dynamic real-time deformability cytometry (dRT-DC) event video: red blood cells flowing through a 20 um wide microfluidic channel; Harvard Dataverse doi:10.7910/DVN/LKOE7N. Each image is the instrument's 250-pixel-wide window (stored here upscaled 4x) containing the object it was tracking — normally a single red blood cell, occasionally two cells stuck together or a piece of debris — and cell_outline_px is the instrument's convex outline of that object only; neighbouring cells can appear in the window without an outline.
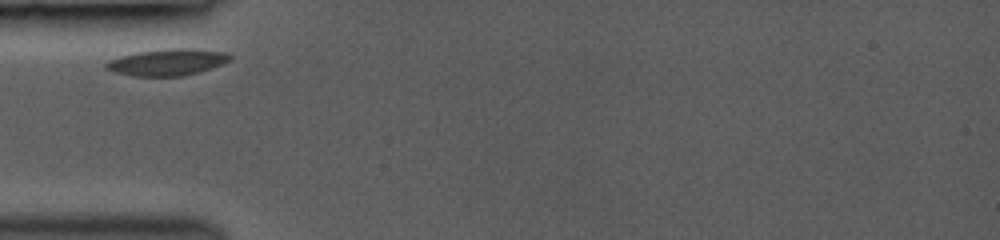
{"species": "common noctule bat (a hibernating species)", "species_latin": "Nyctalus noctula", "temperature_condition": "room temperature", "stored_images_in_passage": 13, "camera_frame_rate_fps": 3000, "um_per_image_px": 0.085, "animal": {"sex": "female", "body_mass_g": 19.0, "forearm_length_mm": 53.3}, "frame": {"image": 1, "passage_image": 1, "time_ms": 0.0, "image_size_px": [1000, 240], "cell_outline_px": [[232, 60], [200, 72], [184, 76], [132, 76], [116, 72], [108, 68], [104, 64], [108, 60], [120, 56], [136, 52], [168, 48], [192, 48], [224, 52], [232, 56]], "centroid_in_image_um": [14.25, 5.28], "position_along_channel_um": 70.8, "area_um2": 19.25}}
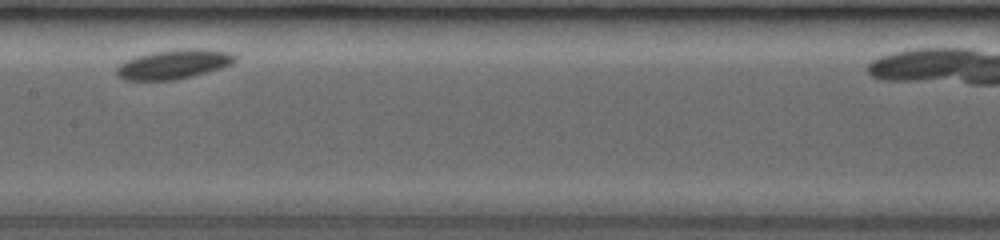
{"frame": {"image": 2, "passage_image": 6, "time_ms": 3.333, "image_size_px": [1000, 240], "cell_outline_px": [[236, 60], [232, 64], [220, 68], [192, 76], [172, 80], [124, 80], [116, 76], [116, 68], [124, 60], [136, 56], [152, 52], [188, 48], [192, 48], [232, 52], [236, 56]], "centroid_in_image_um": [14.74, 5.46], "position_along_channel_um": 192.7, "area_um2": 20.23}}
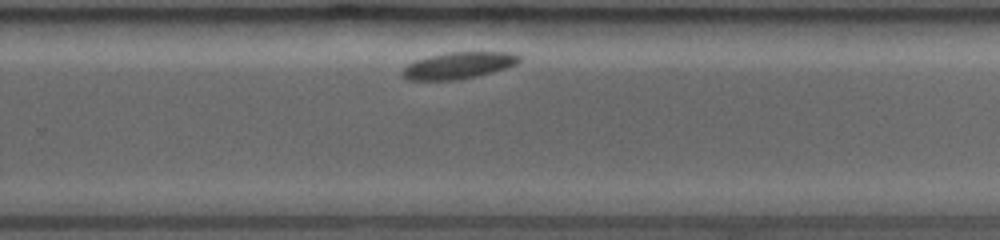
{"frame": {"image": 3, "passage_image": 11, "time_ms": 6.0, "image_size_px": [1000, 240], "cell_outline_px": [[520, 60], [516, 64], [492, 72], [460, 80], [408, 80], [400, 72], [408, 64], [416, 60], [428, 56], [448, 52], [512, 52], [520, 56]], "centroid_in_image_um": [38.96, 5.56], "position_along_channel_um": 290.8, "area_um2": 18.09}}